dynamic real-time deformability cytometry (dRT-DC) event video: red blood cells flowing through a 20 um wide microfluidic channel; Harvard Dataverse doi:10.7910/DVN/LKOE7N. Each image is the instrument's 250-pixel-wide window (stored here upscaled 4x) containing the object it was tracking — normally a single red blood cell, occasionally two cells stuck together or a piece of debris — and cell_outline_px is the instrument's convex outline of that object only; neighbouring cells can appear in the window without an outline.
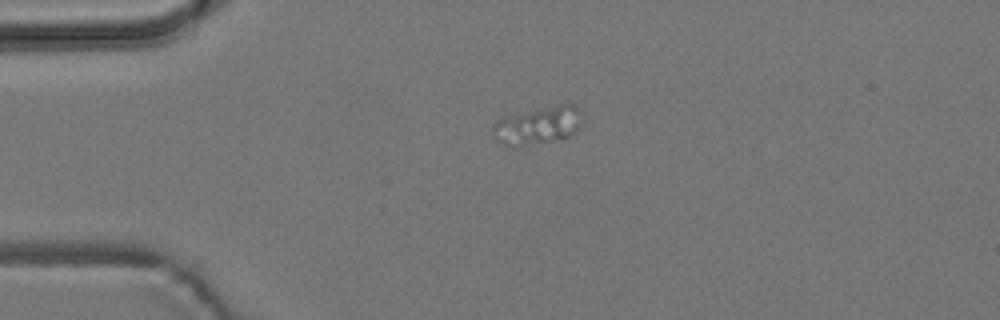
{"species": "common noctule bat (a hibernating species)", "species_latin": "Nyctalus noctula", "temperature_condition": "room temperature", "stored_images_in_passage": 6, "camera_frame_rate_fps": 3000, "um_per_image_px": 0.085, "animal": {"sex": "male", "body_mass_g": 19.2, "forearm_length_mm": 51.8}, "frame": {"image": 1, "passage_image": 1, "time_ms": 0.0, "image_size_px": [1000, 320], "cell_outline_px": [[576, 128], [568, 136], [516, 148], [512, 148], [496, 140], [492, 128], [492, 124], [496, 120], [504, 116], [560, 104], [576, 104]], "centroid_in_image_um": [45.54, 10.68], "position_along_channel_um": 39.5, "area_um2": 18.9}}
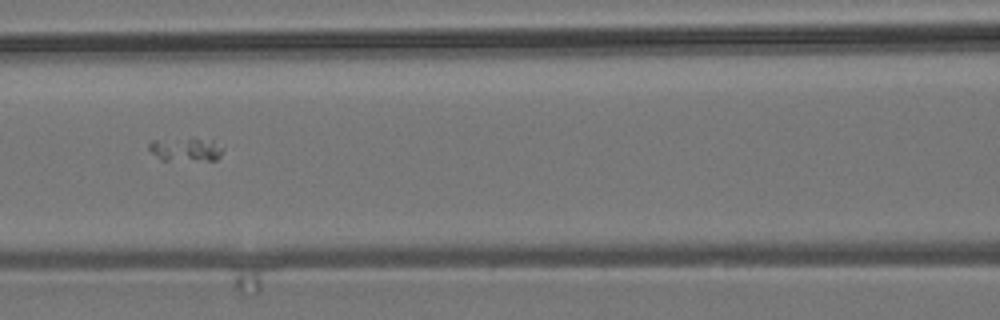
{"frame": {"image": 2, "passage_image": 4, "time_ms": 3.667, "image_size_px": [1000, 320], "cell_outline_px": [[224, 148], [220, 156], [216, 160], [160, 160], [148, 148], [148, 144], [152, 140], [192, 136], [212, 140]], "centroid_in_image_um": [15.79, 12.66], "position_along_channel_um": 150.8, "area_um2": 10.64}}
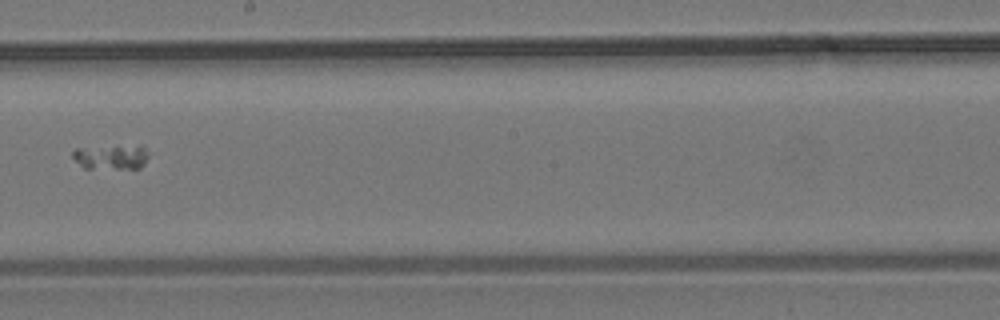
{"frame": {"image": 3, "passage_image": 6, "time_ms": 6.0, "image_size_px": [1000, 320], "cell_outline_px": [[148, 156], [144, 164], [140, 168], [84, 168], [72, 156], [72, 152], [76, 148], [140, 144], [144, 144], [148, 152]], "centroid_in_image_um": [9.51, 13.31], "position_along_channel_um": 238.7, "area_um2": 11.16}}